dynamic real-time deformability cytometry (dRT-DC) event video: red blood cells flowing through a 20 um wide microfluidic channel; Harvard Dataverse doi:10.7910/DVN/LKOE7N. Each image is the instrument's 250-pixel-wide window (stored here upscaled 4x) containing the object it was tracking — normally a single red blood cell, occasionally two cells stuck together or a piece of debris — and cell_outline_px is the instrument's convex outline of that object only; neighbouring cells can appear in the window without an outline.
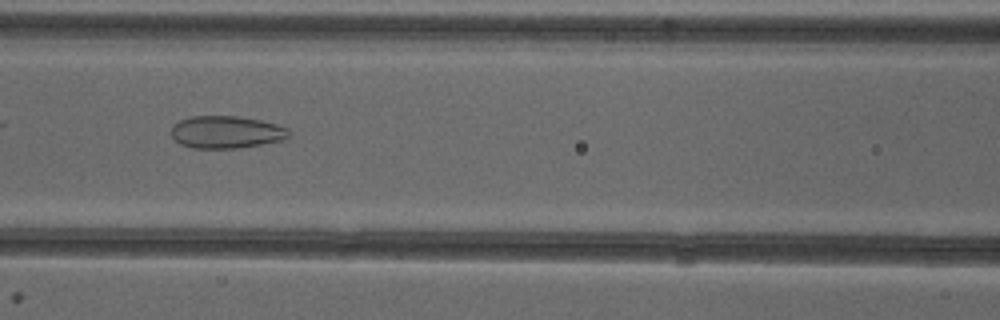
{"species": "common noctule bat (a hibernating species)", "species_latin": "Nyctalus noctula", "temperature_condition": "cold", "stored_images_in_passage": 9, "camera_frame_rate_fps": 3000, "um_per_image_px": 0.085, "animal": {"sex": "female"}, "frame": {"image": 1, "passage_image": 7, "time_ms": 2.0, "image_size_px": [1000, 320], "cell_outline_px": [[292, 132], [284, 140], [236, 148], [192, 148], [180, 144], [172, 136], [172, 124], [180, 120], [192, 116], [236, 116], [260, 120], [276, 124], [288, 128]], "centroid_in_image_um": [19.24, 11.22], "position_along_channel_um": 147.4, "area_um2": 22.2}}